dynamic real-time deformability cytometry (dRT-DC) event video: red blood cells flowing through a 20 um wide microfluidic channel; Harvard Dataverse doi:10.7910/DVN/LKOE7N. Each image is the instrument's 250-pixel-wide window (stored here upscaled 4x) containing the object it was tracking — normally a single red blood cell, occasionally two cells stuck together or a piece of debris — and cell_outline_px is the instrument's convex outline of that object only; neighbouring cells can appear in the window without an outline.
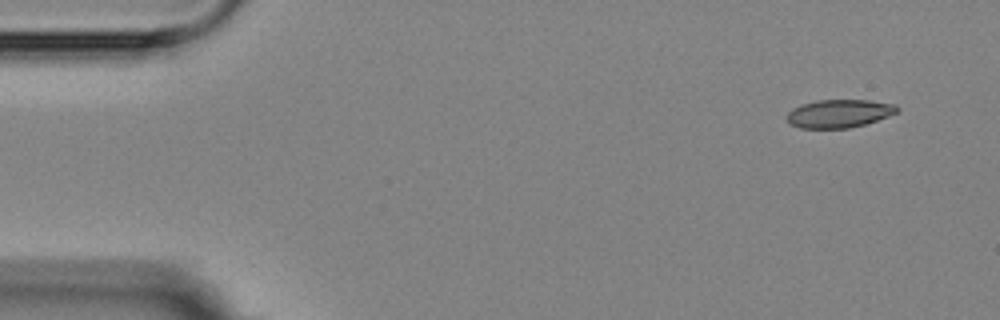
{"species": "Egyptian fruit bat (a non-hibernating species)", "species_latin": "Rousettus aegyptiacus", "temperature_condition": "room temperature", "stored_images_in_passage": 5, "camera_frame_rate_fps": 3000, "um_per_image_px": 0.085, "animal": {"sex": "female"}, "frame": {"image": 1, "passage_image": 1, "time_ms": 0.0, "image_size_px": [1000, 320], "cell_outline_px": [[900, 112], [864, 124], [848, 128], [800, 128], [792, 124], [784, 116], [792, 108], [800, 104], [816, 100], [868, 100], [896, 104], [900, 108]], "centroid_in_image_um": [71.33, 9.64], "position_along_channel_um": 13.7, "area_um2": 18.21}}
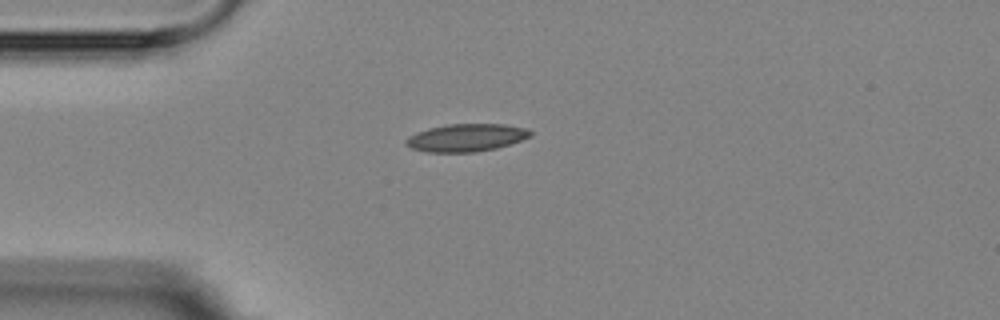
{"frame": {"image": 2, "passage_image": 4, "time_ms": 3.333, "image_size_px": [1000, 320], "cell_outline_px": [[532, 136], [496, 148], [476, 152], [428, 152], [412, 148], [404, 144], [404, 140], [408, 136], [416, 132], [428, 128], [448, 124], [504, 124], [528, 128], [532, 132]], "centroid_in_image_um": [39.61, 11.69], "position_along_channel_um": 45.4, "area_um2": 20.11}}
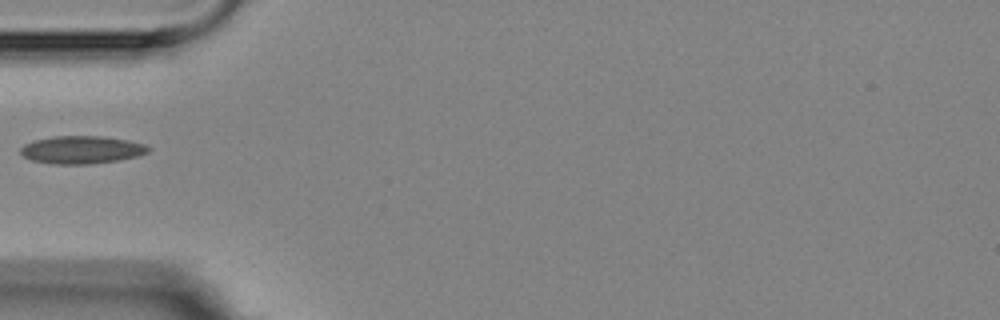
{"frame": {"image": 3, "passage_image": 5, "time_ms": 4.667, "image_size_px": [1000, 320], "cell_outline_px": [[152, 148], [148, 152], [140, 156], [120, 160], [92, 164], [52, 164], [32, 160], [24, 156], [20, 152], [20, 148], [24, 144], [36, 140], [52, 136], [104, 136], [128, 140], [144, 144]], "centroid_in_image_um": [6.98, 12.73], "position_along_channel_um": 78.0, "area_um2": 20.87}}